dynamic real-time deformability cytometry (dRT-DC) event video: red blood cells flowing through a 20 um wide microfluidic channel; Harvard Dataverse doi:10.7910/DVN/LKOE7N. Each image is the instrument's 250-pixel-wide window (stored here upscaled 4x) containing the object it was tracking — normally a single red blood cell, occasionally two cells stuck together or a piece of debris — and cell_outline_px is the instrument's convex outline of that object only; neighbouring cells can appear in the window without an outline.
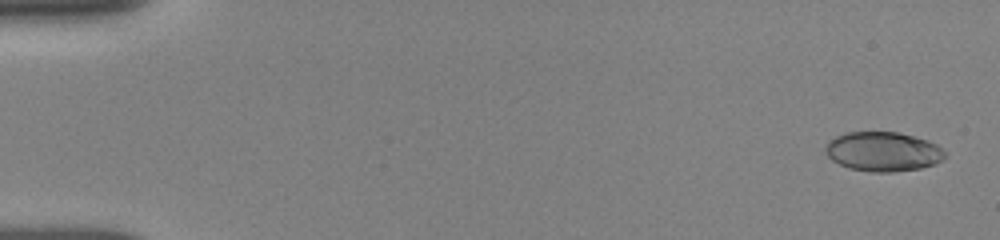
{"species": "human", "species_latin": "Homo sapiens", "temperature_condition": "room temperature", "stored_images_in_passage": 35, "camera_frame_rate_fps": 3000, "um_per_image_px": 0.085, "donor": {"sex": "female"}, "frame": {"image": 1, "passage_image": 3, "time_ms": 0.333, "image_size_px": [1000, 240], "cell_outline_px": [[944, 160], [936, 164], [920, 168], [892, 172], [872, 172], [848, 168], [832, 160], [824, 152], [824, 144], [828, 140], [836, 136], [848, 132], [896, 132], [928, 140], [936, 144], [944, 152]], "centroid_in_image_um": [75.02, 12.89], "position_along_channel_um": 10.0, "area_um2": 27.57}}
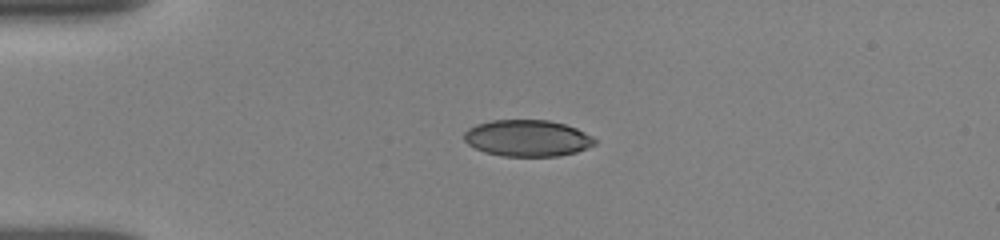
{"frame": {"image": 2, "passage_image": 25, "time_ms": 4.0, "image_size_px": [1000, 240], "cell_outline_px": [[596, 144], [576, 152], [560, 156], [504, 156], [484, 152], [468, 144], [464, 140], [464, 132], [468, 128], [476, 124], [492, 120], [548, 120], [564, 124], [576, 128], [592, 136], [596, 140]], "centroid_in_image_um": [44.82, 11.74], "position_along_channel_um": 40.2, "area_um2": 27.8}}